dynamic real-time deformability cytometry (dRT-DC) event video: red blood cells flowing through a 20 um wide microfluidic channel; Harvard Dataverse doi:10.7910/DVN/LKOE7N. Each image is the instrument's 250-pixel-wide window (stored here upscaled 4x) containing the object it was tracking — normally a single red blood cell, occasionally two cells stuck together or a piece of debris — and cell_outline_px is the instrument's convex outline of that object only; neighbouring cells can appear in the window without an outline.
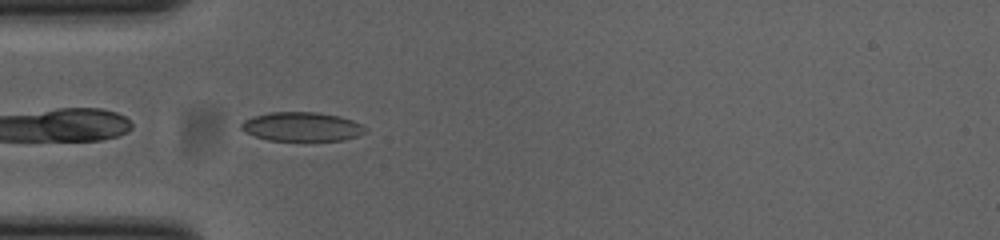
{"species": "common noctule bat (a hibernating species)", "species_latin": "Nyctalus noctula", "temperature_condition": "cold", "stored_images_in_passage": 38, "camera_frame_rate_fps": 3000, "um_per_image_px": 0.085, "animal": {"sex": "female", "body_mass_g": 23.0, "forearm_length_mm": 53.4}, "frame": {"image": 1, "passage_image": 1, "time_ms": 0.0, "image_size_px": [1000, 240], "cell_outline_px": [[368, 132], [344, 140], [268, 140], [244, 132], [240, 128], [240, 124], [244, 120], [252, 116], [268, 112], [320, 112], [340, 116], [352, 120], [360, 124]], "centroid_in_image_um": [25.63, 10.75], "position_along_channel_um": 59.4, "area_um2": 21.04}}
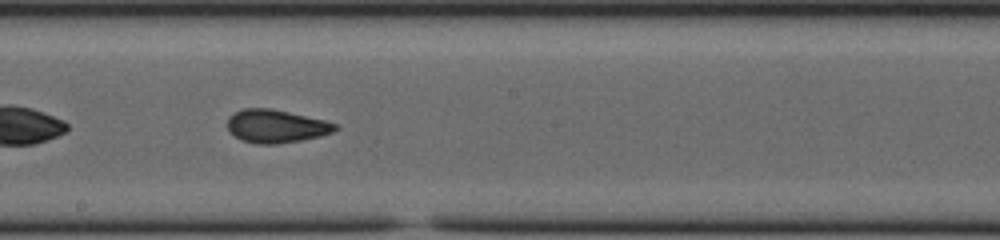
{"frame": {"image": 2, "passage_image": 14, "time_ms": 4.333, "image_size_px": [1000, 240], "cell_outline_px": [[340, 128], [332, 132], [320, 136], [300, 140], [276, 144], [256, 144], [240, 140], [228, 128], [228, 116], [244, 108], [272, 108], [324, 120], [336, 124]], "centroid_in_image_um": [23.47, 10.72], "position_along_channel_um": 224.7, "area_um2": 20.69}}
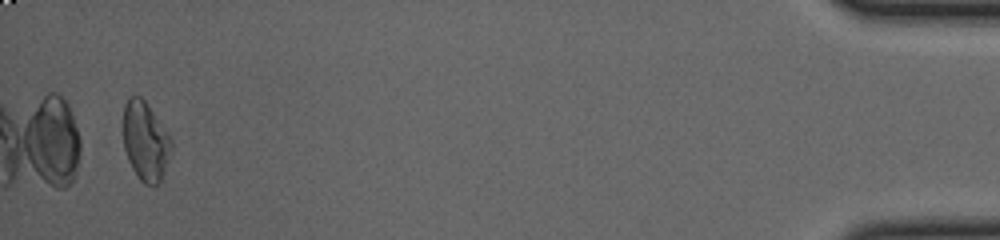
{"frame": {"image": 3, "passage_image": 36, "time_ms": 11.667, "image_size_px": [1000, 240], "cell_outline_px": [[172, 144], [160, 180], [156, 184], [144, 184], [140, 180], [132, 168], [128, 160], [124, 148], [124, 104], [128, 96], [140, 96], [144, 100], [168, 136]], "centroid_in_image_um": [12.3, 11.99], "position_along_channel_um": 422.9, "area_um2": 21.21}, "authors_computed_cell_mechanics": {"area_um2": 20.7502, "velocity_mm_per_s": 3.8762, "shape_relaxation_time_tau1_ms": 4.5982, "shape_relaxation_time_tau2_ms": 1.4343, "deformation_change_tau1": 0.1227, "deformation_change_tau2": 0.0545}}